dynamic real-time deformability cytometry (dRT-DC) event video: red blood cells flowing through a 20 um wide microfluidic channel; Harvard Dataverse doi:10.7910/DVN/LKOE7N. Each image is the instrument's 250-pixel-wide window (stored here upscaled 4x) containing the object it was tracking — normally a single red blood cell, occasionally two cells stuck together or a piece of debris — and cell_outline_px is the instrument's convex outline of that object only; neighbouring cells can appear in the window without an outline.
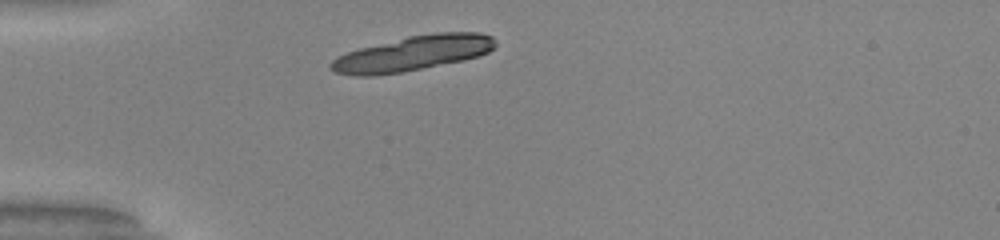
{"species": "common noctule bat (a hibernating species)", "species_latin": "Nyctalus noctula", "temperature_condition": "warm", "stored_images_in_passage": 34, "camera_frame_rate_fps": 3000, "um_per_image_px": 0.085, "animal": {"sex": "male", "body_mass_g": 20.0, "forearm_length_mm": 53.3}, "frame": {"image": 1, "passage_image": 1, "time_ms": 0.0, "image_size_px": [1000, 240], "cell_outline_px": [[492, 48], [484, 52], [472, 56], [456, 60], [392, 72], [348, 72], [340, 60], [344, 56], [356, 52], [420, 36], [488, 36]], "centroid_in_image_um": [35.32, 4.54], "position_along_channel_um": 49.7, "area_um2": 25.89}}